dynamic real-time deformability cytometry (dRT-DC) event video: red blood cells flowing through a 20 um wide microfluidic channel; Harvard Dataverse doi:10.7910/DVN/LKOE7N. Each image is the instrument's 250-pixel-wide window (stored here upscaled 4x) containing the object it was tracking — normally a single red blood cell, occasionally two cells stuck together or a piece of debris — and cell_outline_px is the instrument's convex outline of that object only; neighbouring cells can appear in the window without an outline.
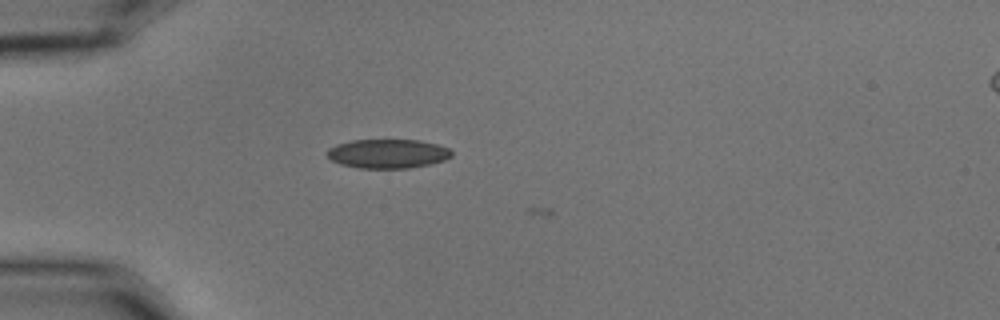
{"species": "common noctule bat (a hibernating species)", "species_latin": "Nyctalus noctula", "temperature_condition": "cold", "stored_images_in_passage": 19, "camera_frame_rate_fps": 3000, "um_per_image_px": 0.085, "animal": {"sex": "male", "body_mass_g": 15.6}, "frame": {"image": 1, "passage_image": 17, "time_ms": 5.333, "image_size_px": [1000, 320], "cell_outline_px": [[452, 156], [444, 160], [428, 164], [408, 168], [360, 168], [340, 164], [332, 160], [324, 152], [328, 148], [336, 144], [352, 140], [420, 140], [436, 144], [448, 148], [452, 152]], "centroid_in_image_um": [32.92, 13.05], "position_along_channel_um": 52.1, "area_um2": 21.1}}